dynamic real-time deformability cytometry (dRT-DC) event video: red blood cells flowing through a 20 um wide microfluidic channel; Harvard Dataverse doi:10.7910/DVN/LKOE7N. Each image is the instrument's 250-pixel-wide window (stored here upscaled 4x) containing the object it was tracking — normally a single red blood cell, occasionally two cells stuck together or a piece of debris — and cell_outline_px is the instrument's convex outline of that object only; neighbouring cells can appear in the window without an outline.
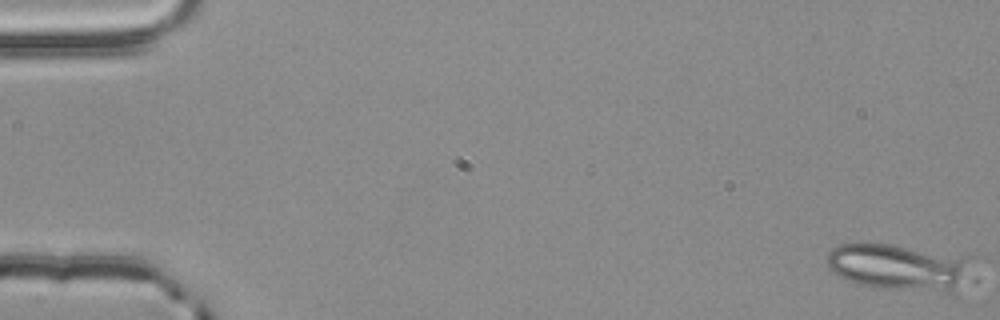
{"species": "common noctule bat (a hibernating species)", "species_latin": "Nyctalus noctula", "temperature_condition": "room temperature", "stored_images_in_passage": 7, "camera_frame_rate_fps": 3000, "um_per_image_px": 0.085, "animal": {"sex": "male", "body_mass_g": 20.4}, "frame": {"image": 1, "passage_image": 1, "time_ms": 0.0, "image_size_px": [1000, 320], "cell_outline_px": [[972, 256], [960, 280], [952, 292], [948, 292], [884, 288], [860, 284], [848, 280], [840, 276], [828, 268], [828, 252], [832, 248], [840, 244], [864, 240], [892, 244]], "centroid_in_image_um": [76.29, 22.63], "position_along_channel_um": 8.7, "area_um2": 39.13}}